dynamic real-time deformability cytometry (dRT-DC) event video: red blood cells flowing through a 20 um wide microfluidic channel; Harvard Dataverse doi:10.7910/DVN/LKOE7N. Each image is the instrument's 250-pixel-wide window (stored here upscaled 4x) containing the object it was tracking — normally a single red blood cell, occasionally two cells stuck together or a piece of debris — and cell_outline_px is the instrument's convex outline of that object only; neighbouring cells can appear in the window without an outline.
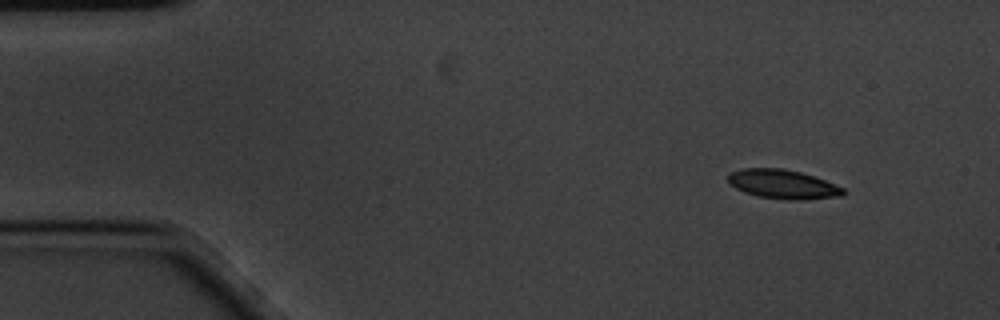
{"species": "common noctule bat (a hibernating species)", "species_latin": "Nyctalus noctula", "temperature_condition": "cold", "stored_images_in_passage": 5, "camera_frame_rate_fps": 3000, "um_per_image_px": 0.085, "animal": {"sex": "male", "body_mass_g": 20.1, "forearm_length_mm": 53.5}, "frame": {"image": 1, "passage_image": 1, "time_ms": 0.0, "image_size_px": [1000, 320], "cell_outline_px": [[848, 192], [844, 196], [804, 200], [788, 200], [756, 196], [744, 192], [728, 184], [728, 172], [740, 168], [784, 168], [800, 172], [824, 180], [844, 188]], "centroid_in_image_um": [66.53, 15.66], "position_along_channel_um": 18.5, "area_um2": 19.88}}
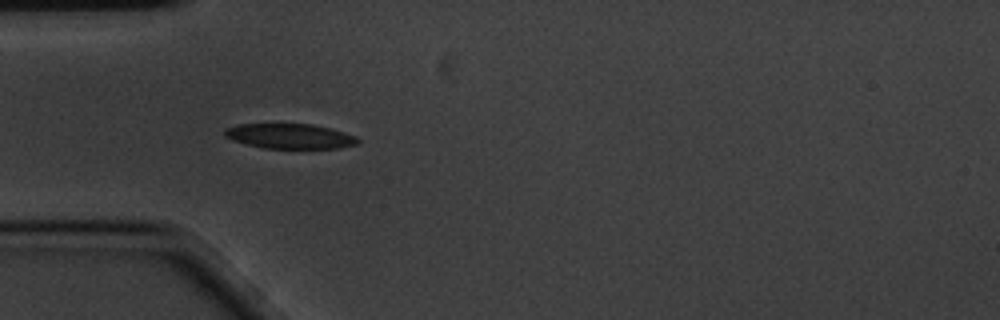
{"frame": {"image": 2, "passage_image": 4, "time_ms": 1.0, "image_size_px": [1000, 320], "cell_outline_px": [[360, 140], [356, 144], [340, 148], [264, 148], [232, 140], [224, 136], [224, 128], [236, 124], [312, 124], [344, 132], [356, 136]], "centroid_in_image_um": [24.61, 11.57], "position_along_channel_um": 60.4, "area_um2": 19.31}}
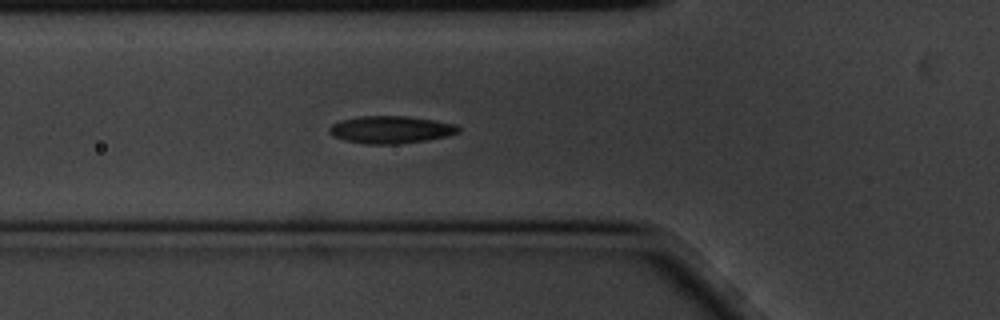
{"frame": {"image": 3, "passage_image": 5, "time_ms": 1.333, "image_size_px": [1000, 320], "cell_outline_px": [[460, 132], [448, 136], [428, 140], [396, 144], [364, 144], [344, 140], [332, 136], [328, 132], [328, 128], [332, 124], [340, 120], [360, 116], [408, 116], [456, 124], [460, 128]], "centroid_in_image_um": [33.2, 11.02], "position_along_channel_um": 92.6, "area_um2": 20.81}}